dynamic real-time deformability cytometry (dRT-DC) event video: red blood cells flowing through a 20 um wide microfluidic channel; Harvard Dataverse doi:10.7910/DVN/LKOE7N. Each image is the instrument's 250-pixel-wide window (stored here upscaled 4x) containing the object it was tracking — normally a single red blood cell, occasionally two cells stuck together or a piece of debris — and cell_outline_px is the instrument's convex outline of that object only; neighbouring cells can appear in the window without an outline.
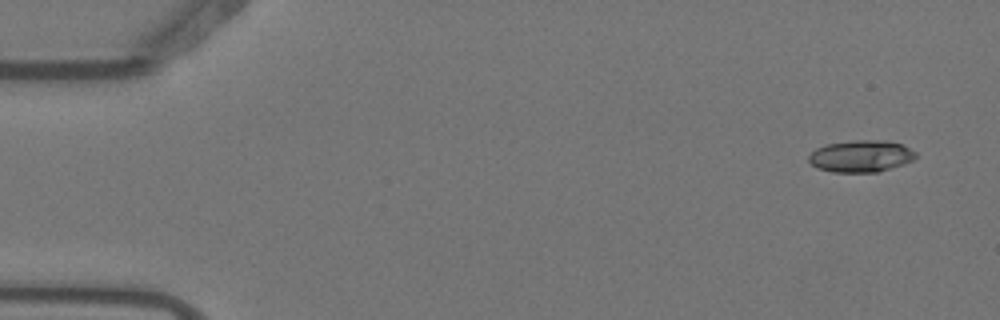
{"species": "Egyptian fruit bat (a non-hibernating species)", "species_latin": "Rousettus aegyptiacus", "temperature_condition": "warm", "stored_images_in_passage": 5, "camera_frame_rate_fps": 3000, "um_per_image_px": 0.085, "animal": {"sex": "female"}, "frame": {"image": 1, "passage_image": 1, "time_ms": 0.0, "image_size_px": [1000, 320], "cell_outline_px": [[916, 156], [912, 160], [904, 164], [876, 172], [832, 172], [816, 168], [808, 160], [808, 156], [816, 148], [824, 144], [852, 140], [884, 140], [900, 144], [916, 152]], "centroid_in_image_um": [73.14, 13.27], "position_along_channel_um": 11.9, "area_um2": 19.88}}
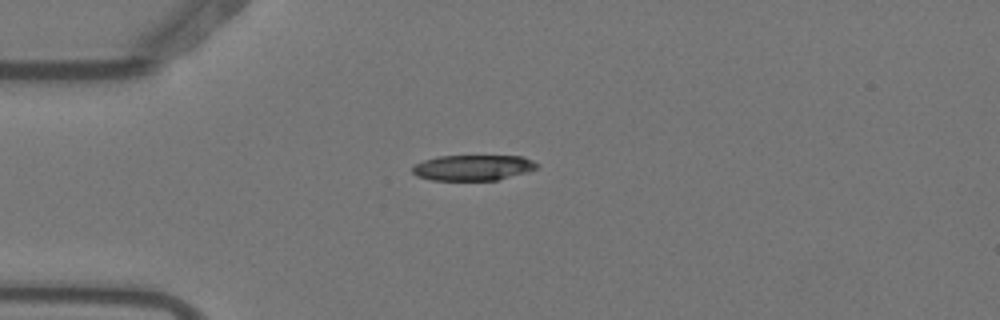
{"frame": {"image": 2, "passage_image": 4, "time_ms": 1.0, "image_size_px": [1000, 320], "cell_outline_px": [[540, 164], [536, 168], [528, 172], [496, 180], [432, 180], [416, 176], [412, 172], [412, 168], [416, 164], [424, 160], [440, 156], [524, 156]], "centroid_in_image_um": [40.23, 14.25], "position_along_channel_um": 44.8, "area_um2": 18.55}}